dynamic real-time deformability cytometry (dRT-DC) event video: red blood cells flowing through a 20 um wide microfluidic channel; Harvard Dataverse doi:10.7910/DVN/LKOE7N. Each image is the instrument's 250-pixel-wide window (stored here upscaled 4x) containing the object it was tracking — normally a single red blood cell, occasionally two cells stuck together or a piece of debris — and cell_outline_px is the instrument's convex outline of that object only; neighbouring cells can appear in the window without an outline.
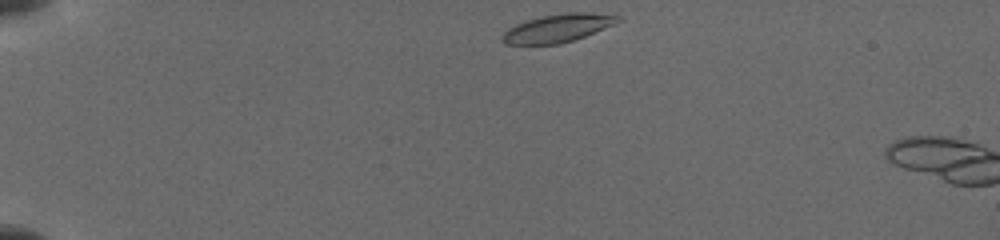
{"species": "common noctule bat (a hibernating species)", "species_latin": "Nyctalus noctula", "temperature_condition": "cold", "stored_images_in_passage": 5, "camera_frame_rate_fps": 3000, "um_per_image_px": 0.085, "animal": {"sex": "female", "body_mass_g": 19.5, "forearm_length_mm": 54.1}, "frame": {"image": 1, "passage_image": 1, "time_ms": 0.0, "image_size_px": [1000, 240], "cell_outline_px": [[624, 20], [616, 24], [584, 36], [560, 44], [504, 44], [500, 40], [500, 36], [508, 28], [516, 24], [528, 20], [544, 16], [568, 12], [584, 12], [620, 16]], "centroid_in_image_um": [47.41, 2.39], "position_along_channel_um": 37.6, "area_um2": 18.84}}